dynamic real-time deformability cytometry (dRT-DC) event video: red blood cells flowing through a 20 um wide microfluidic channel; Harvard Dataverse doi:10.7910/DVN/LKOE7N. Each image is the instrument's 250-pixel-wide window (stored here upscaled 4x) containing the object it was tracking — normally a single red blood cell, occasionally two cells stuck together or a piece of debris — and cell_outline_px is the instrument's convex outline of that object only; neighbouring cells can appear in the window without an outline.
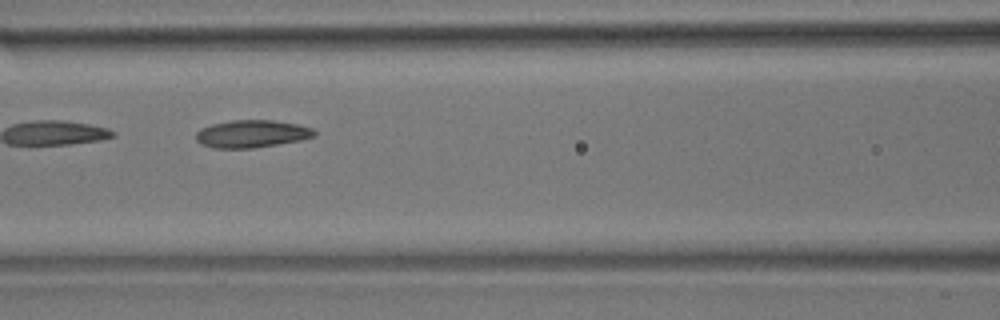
{"species": "common noctule bat (a hibernating species)", "species_latin": "Nyctalus noctula", "temperature_condition": "room temperature", "stored_images_in_passage": 7, "camera_frame_rate_fps": 3000, "um_per_image_px": 0.085, "animal": {"sex": "male", "body_mass_g": 17.9}, "frame": {"image": 1, "passage_image": 5, "time_ms": 1.333, "image_size_px": [1000, 320], "cell_outline_px": [[316, 136], [300, 140], [252, 148], [212, 148], [200, 144], [196, 140], [196, 132], [200, 128], [212, 124], [232, 120], [272, 120], [296, 124], [312, 128], [316, 132]], "centroid_in_image_um": [21.36, 11.37], "position_along_channel_um": 145.2, "area_um2": 18.96}}